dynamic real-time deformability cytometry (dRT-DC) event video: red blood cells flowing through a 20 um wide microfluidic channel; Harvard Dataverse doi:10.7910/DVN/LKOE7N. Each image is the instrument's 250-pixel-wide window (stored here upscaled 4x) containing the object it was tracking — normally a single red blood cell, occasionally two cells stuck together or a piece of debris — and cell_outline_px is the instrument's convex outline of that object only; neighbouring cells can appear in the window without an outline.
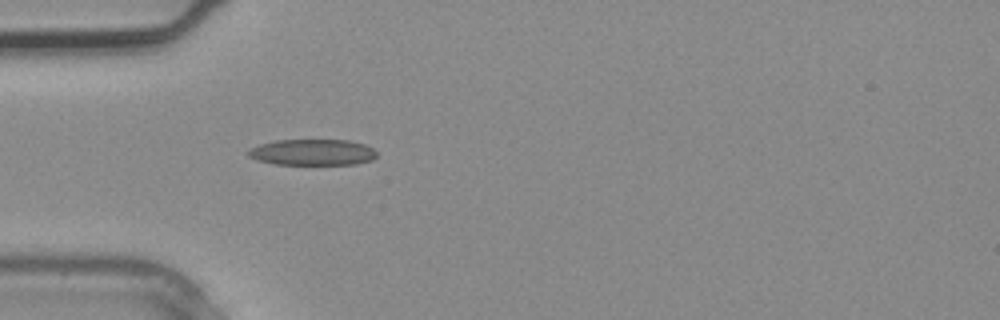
{"species": "common noctule bat (a hibernating species)", "species_latin": "Nyctalus noctula", "temperature_condition": "warm", "stored_images_in_passage": 2, "camera_frame_rate_fps": 3000, "um_per_image_px": 0.085, "animal": {"sex": "male", "body_mass_g": 20.4}, "frame": {"image": 1, "passage_image": 2, "time_ms": 0.333, "image_size_px": [1000, 320], "cell_outline_px": [[376, 156], [372, 160], [356, 164], [276, 164], [256, 160], [248, 156], [248, 148], [272, 140], [348, 140], [364, 144], [372, 148], [376, 152]], "centroid_in_image_um": [26.53, 12.94], "position_along_channel_um": 58.5, "area_um2": 19.59}}